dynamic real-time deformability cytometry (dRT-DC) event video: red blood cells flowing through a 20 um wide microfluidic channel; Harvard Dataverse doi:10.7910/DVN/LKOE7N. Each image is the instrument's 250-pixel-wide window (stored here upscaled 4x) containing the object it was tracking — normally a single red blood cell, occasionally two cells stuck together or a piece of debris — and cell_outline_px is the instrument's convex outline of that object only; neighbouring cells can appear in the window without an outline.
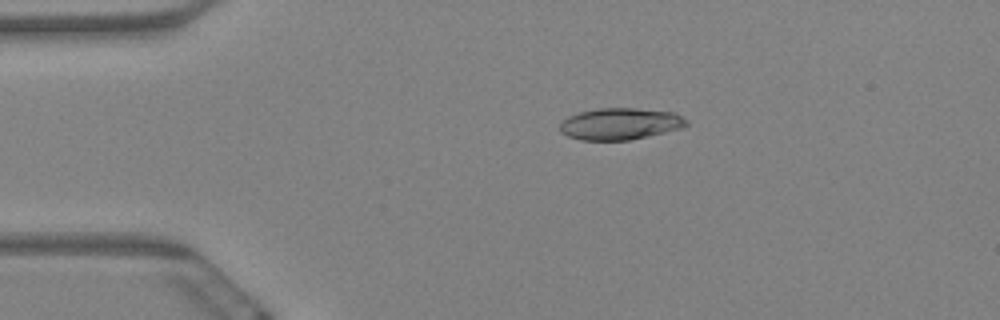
{"species": "Egyptian fruit bat (a non-hibernating species)", "species_latin": "Rousettus aegyptiacus", "temperature_condition": "warm", "stored_images_in_passage": 6, "camera_frame_rate_fps": 3000, "um_per_image_px": 0.085, "animal": {"sex": "female"}, "frame": {"image": 1, "passage_image": 3, "time_ms": 0.667, "image_size_px": [1000, 320], "cell_outline_px": [[688, 124], [684, 128], [628, 140], [580, 140], [568, 136], [560, 132], [560, 124], [568, 116], [580, 112], [596, 108], [636, 108], [672, 112], [688, 120]], "centroid_in_image_um": [52.71, 10.52], "position_along_channel_um": 32.3, "area_um2": 23.35}}
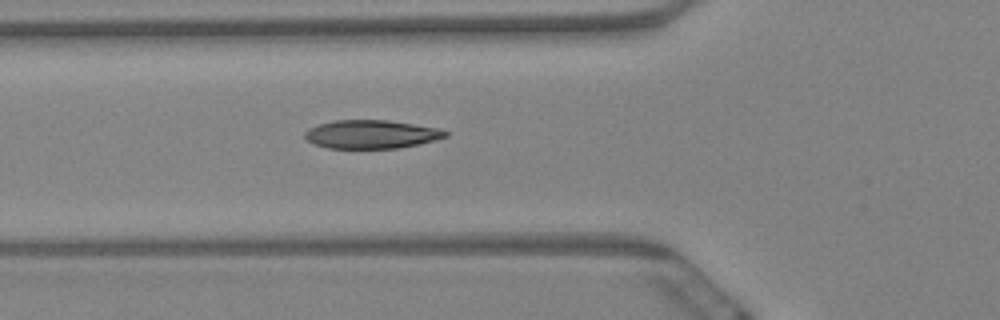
{"frame": {"image": 2, "passage_image": 6, "time_ms": 1.667, "image_size_px": [1000, 320], "cell_outline_px": [[448, 136], [436, 140], [420, 144], [400, 148], [328, 148], [316, 144], [308, 140], [304, 136], [304, 132], [308, 128], [332, 120], [388, 120], [436, 128], [448, 132]], "centroid_in_image_um": [31.56, 11.41], "position_along_channel_um": 94.2, "area_um2": 23.24}}